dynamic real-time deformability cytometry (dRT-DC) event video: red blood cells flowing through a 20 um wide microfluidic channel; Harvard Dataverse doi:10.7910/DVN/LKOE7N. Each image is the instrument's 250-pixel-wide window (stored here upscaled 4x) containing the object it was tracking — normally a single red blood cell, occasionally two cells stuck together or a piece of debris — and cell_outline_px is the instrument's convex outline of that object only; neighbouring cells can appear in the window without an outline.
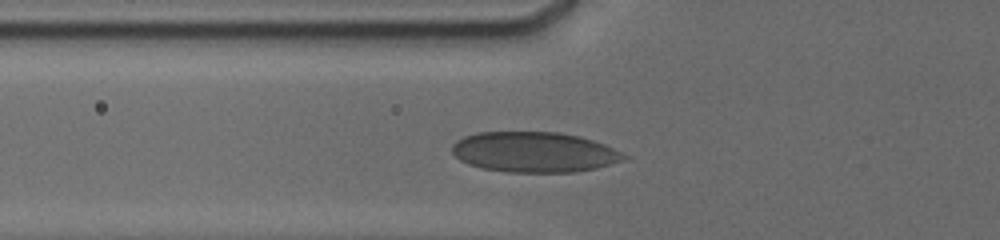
{"species": "human", "species_latin": "Homo sapiens", "temperature_condition": "cold", "stored_images_in_passage": 11, "camera_frame_rate_fps": 3000, "um_per_image_px": 0.085, "donor": {"sex": "male"}, "frame": {"image": 1, "passage_image": 10, "time_ms": 4.333, "image_size_px": [1000, 240], "cell_outline_px": [[632, 156], [624, 160], [596, 168], [576, 172], [508, 172], [480, 168], [468, 164], [460, 160], [452, 152], [452, 144], [456, 140], [464, 136], [476, 132], [560, 132], [580, 136], [604, 144]], "centroid_in_image_um": [45.42, 12.92], "position_along_channel_um": 80.4, "area_um2": 40.75}}